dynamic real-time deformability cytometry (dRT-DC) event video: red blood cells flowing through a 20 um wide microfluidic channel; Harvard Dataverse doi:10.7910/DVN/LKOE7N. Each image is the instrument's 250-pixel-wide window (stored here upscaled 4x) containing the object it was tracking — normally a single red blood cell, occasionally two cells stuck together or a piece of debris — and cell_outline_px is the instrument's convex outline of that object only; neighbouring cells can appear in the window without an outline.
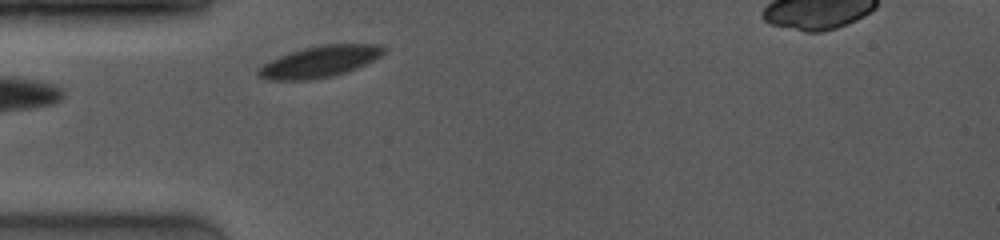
{"species": "common noctule bat (a hibernating species)", "species_latin": "Nyctalus noctula", "temperature_condition": "room temperature", "stored_images_in_passage": 63, "camera_frame_rate_fps": 4000, "um_per_image_px": 0.085, "animal": {"sex": "female", "body_mass_g": 19.0, "forearm_length_mm": 53.3}, "frame": {"image": 1, "passage_image": 3, "time_ms": 0.5, "image_size_px": [1000, 240], "cell_outline_px": [[384, 52], [380, 56], [356, 68], [332, 76], [308, 80], [264, 80], [256, 72], [268, 60], [288, 52], [320, 44], [384, 44]], "centroid_in_image_um": [27.13, 5.23], "position_along_channel_um": 57.9, "area_um2": 22.89}}
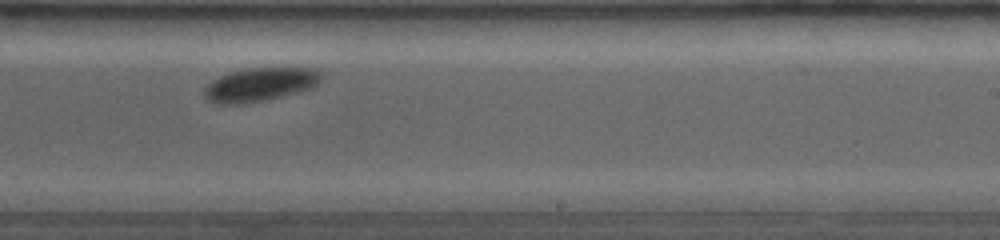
{"frame": {"image": 2, "passage_image": 31, "time_ms": 6.0, "image_size_px": [1000, 240], "cell_outline_px": [[324, 76], [312, 88], [268, 100], [244, 104], [216, 104], [208, 100], [204, 96], [204, 88], [212, 80], [220, 76], [244, 68], [320, 68], [324, 72]], "centroid_in_image_um": [22.14, 7.18], "position_along_channel_um": 266.9, "area_um2": 23.24}}
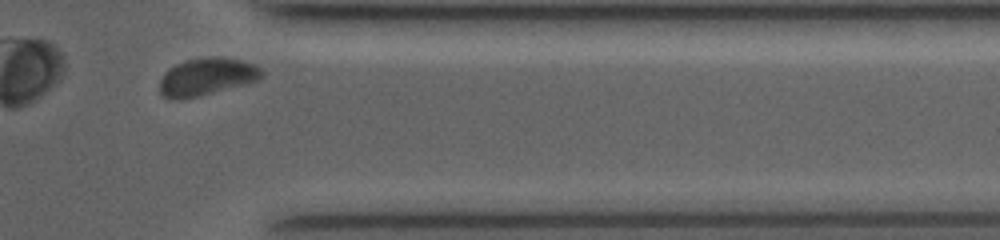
{"frame": {"image": 3, "passage_image": 56, "time_ms": 9.25, "image_size_px": [1000, 240], "cell_outline_px": [[264, 76], [256, 80], [244, 84], [200, 96], [180, 100], [172, 100], [164, 96], [160, 92], [160, 80], [164, 72], [168, 68], [184, 60], [240, 60], [256, 64], [264, 72]], "centroid_in_image_um": [17.53, 6.58], "position_along_channel_um": 393.9, "area_um2": 21.56}, "authors_computed_cell_mechanics": {"area_um2": 22.7154, "velocity_mm_per_s": 3.895, "shape_relaxation_time_tau1_ms": 0.9817, "shape_relaxation_time_tau2_ms": null, "deformation_change_tau1": 0.0694, "deformation_change_tau2": null}}